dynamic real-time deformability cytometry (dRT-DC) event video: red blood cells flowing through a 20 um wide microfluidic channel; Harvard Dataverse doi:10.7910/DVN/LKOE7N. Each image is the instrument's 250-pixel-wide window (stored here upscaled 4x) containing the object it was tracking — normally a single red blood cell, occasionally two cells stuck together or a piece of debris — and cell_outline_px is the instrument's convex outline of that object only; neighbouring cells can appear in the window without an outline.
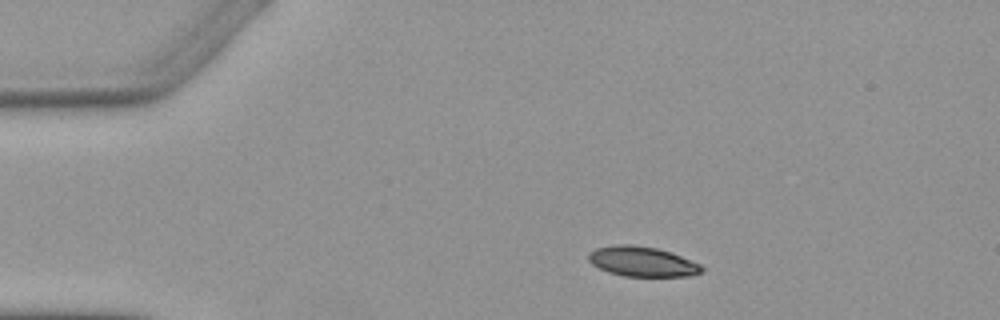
{"species": "Egyptian fruit bat (a non-hibernating species)", "species_latin": "Rousettus aegyptiacus", "temperature_condition": "warm", "stored_images_in_passage": 2, "camera_frame_rate_fps": 3000, "um_per_image_px": 0.085, "animal": {"sex": "female"}, "frame": {"image": 1, "passage_image": 2, "time_ms": 3.667, "image_size_px": [1000, 320], "cell_outline_px": [[704, 268], [700, 272], [692, 276], [624, 276], [608, 272], [592, 264], [588, 260], [588, 252], [596, 248], [616, 244], [632, 244], [656, 248], [680, 256], [700, 264]], "centroid_in_image_um": [54.55, 22.23], "position_along_channel_um": 30.5, "area_um2": 19.65}}